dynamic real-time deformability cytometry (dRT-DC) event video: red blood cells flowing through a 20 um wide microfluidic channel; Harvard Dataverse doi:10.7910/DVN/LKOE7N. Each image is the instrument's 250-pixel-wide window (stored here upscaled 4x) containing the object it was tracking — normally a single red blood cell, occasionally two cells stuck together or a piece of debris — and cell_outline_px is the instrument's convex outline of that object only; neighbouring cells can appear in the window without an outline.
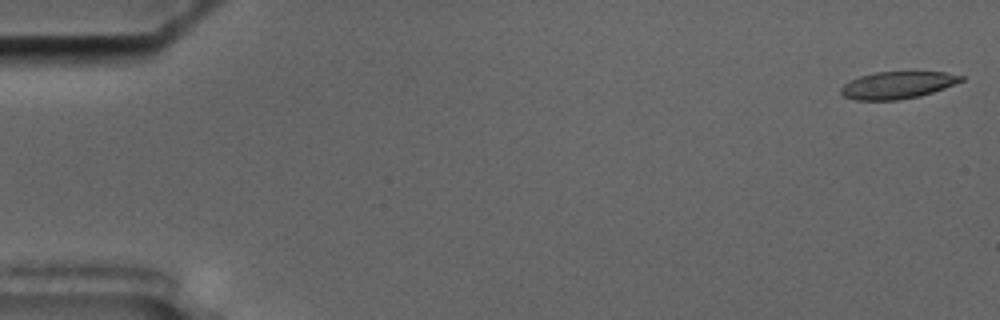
{"species": "common noctule bat (a hibernating species)", "species_latin": "Nyctalus noctula", "temperature_condition": "cold", "stored_images_in_passage": 57, "camera_frame_rate_fps": 3000, "um_per_image_px": 0.085, "animal": {"sex": "male", "body_mass_g": 17.5, "forearm_length_mm": 52.3}, "frame": {"image": 1, "passage_image": 1, "time_ms": 0.0, "image_size_px": [1000, 320], "cell_outline_px": [[964, 80], [944, 88], [920, 96], [900, 100], [856, 100], [844, 96], [840, 92], [840, 88], [848, 80], [860, 76], [876, 72], [944, 72], [964, 76]], "centroid_in_image_um": [76.26, 7.23], "position_along_channel_um": 8.7, "area_um2": 19.02}}
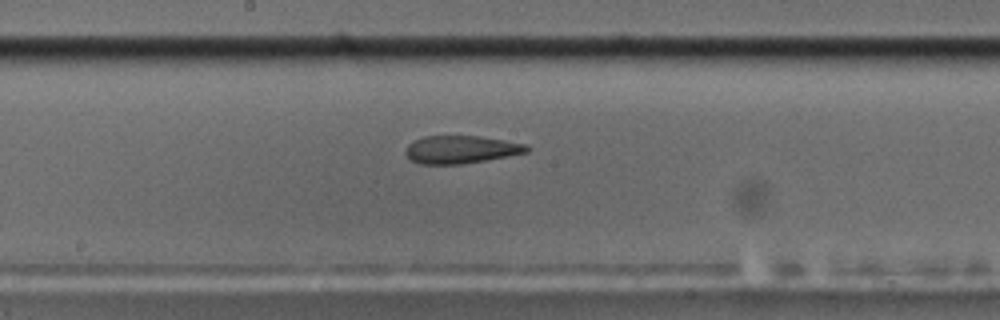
{"frame": {"image": 2, "passage_image": 30, "time_ms": 9.667, "image_size_px": [1000, 320], "cell_outline_px": [[532, 148], [528, 152], [508, 156], [460, 164], [420, 164], [412, 160], [404, 152], [408, 144], [412, 140], [424, 136], [476, 136], [504, 140], [528, 144]], "centroid_in_image_um": [39.19, 12.7], "position_along_channel_um": 209.0, "area_um2": 19.65}}
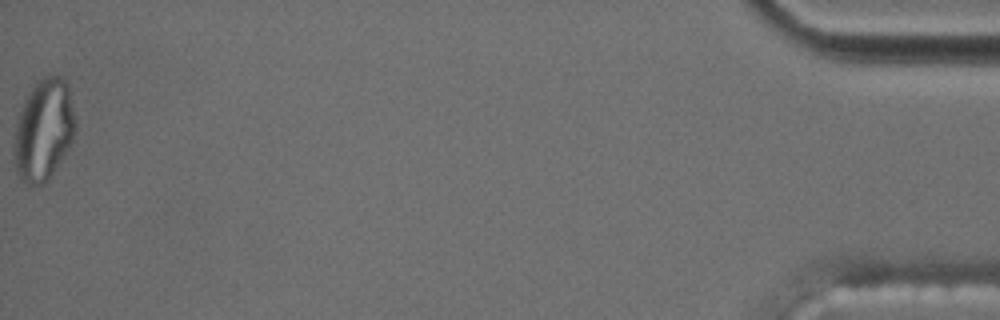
{"frame": {"image": 3, "passage_image": 57, "time_ms": 18.667, "image_size_px": [1000, 320], "cell_outline_px": [[76, 132], [72, 140], [52, 172], [40, 184], [28, 188], [20, 180], [16, 172], [12, 156], [16, 124], [24, 100], [32, 88], [44, 76], [60, 76], [68, 84], [76, 120]], "centroid_in_image_um": [3.69, 11.06], "position_along_channel_um": 431.5, "area_um2": 36.13}, "authors_computed_cell_mechanics": {"area_um2": 21.097, "velocity_mm_per_s": 3.5445, "shape_relaxation_time_tau1_ms": null, "shape_relaxation_time_tau2_ms": 2.5052, "deformation_change_tau1": null, "deformation_change_tau2": 0.1012}}